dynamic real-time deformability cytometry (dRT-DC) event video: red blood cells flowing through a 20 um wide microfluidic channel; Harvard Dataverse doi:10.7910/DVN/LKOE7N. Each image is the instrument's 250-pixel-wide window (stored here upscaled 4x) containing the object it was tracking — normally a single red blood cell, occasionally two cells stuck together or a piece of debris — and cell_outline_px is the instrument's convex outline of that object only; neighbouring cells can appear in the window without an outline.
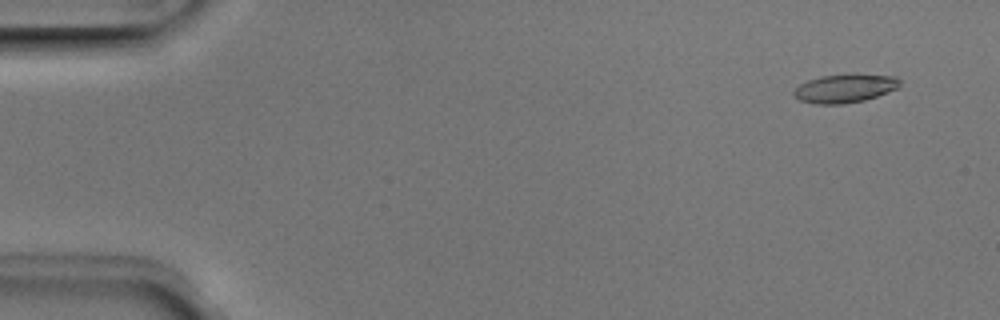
{"species": "Egyptian fruit bat (a non-hibernating species)", "species_latin": "Rousettus aegyptiacus", "temperature_condition": "room temperature", "stored_images_in_passage": 10, "camera_frame_rate_fps": 3000, "um_per_image_px": 0.085, "animal": {"sex": "male"}, "frame": {"image": 1, "passage_image": 4, "time_ms": 1.0, "image_size_px": [1000, 320], "cell_outline_px": [[900, 88], [864, 100], [844, 104], [816, 104], [800, 100], [792, 96], [792, 92], [800, 84], [808, 80], [820, 76], [896, 76], [900, 80]], "centroid_in_image_um": [71.78, 7.55], "position_along_channel_um": 13.2, "area_um2": 17.11}}